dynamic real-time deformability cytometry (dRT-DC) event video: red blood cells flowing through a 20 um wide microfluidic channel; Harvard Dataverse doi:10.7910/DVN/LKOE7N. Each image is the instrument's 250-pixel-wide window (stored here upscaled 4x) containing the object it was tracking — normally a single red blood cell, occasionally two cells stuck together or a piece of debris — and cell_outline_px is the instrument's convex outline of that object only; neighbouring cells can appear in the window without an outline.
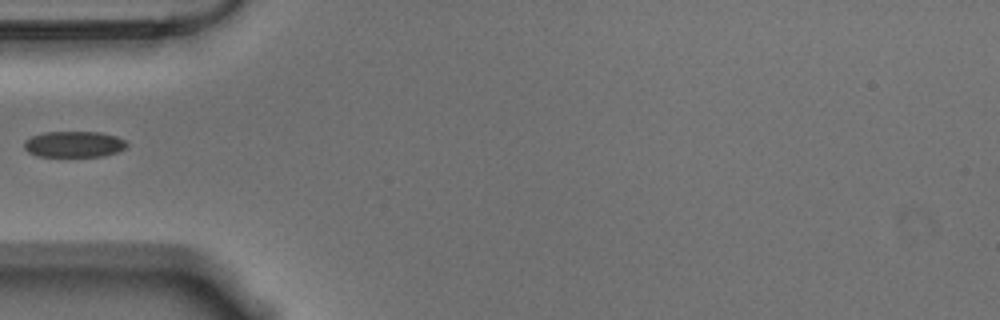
{"species": "Egyptian fruit bat (a non-hibernating species)", "species_latin": "Rousettus aegyptiacus", "temperature_condition": "warm", "stored_images_in_passage": 6, "camera_frame_rate_fps": 3000, "um_per_image_px": 0.085, "animal": {"sex": "male"}, "frame": {"image": 1, "passage_image": 1, "time_ms": 0.0, "image_size_px": [1000, 320], "cell_outline_px": [[128, 144], [124, 148], [116, 152], [104, 156], [36, 156], [28, 152], [24, 148], [24, 140], [32, 136], [44, 132], [100, 132], [116, 136], [124, 140]], "centroid_in_image_um": [6.26, 12.26], "position_along_channel_um": 78.7, "area_um2": 15.55}}
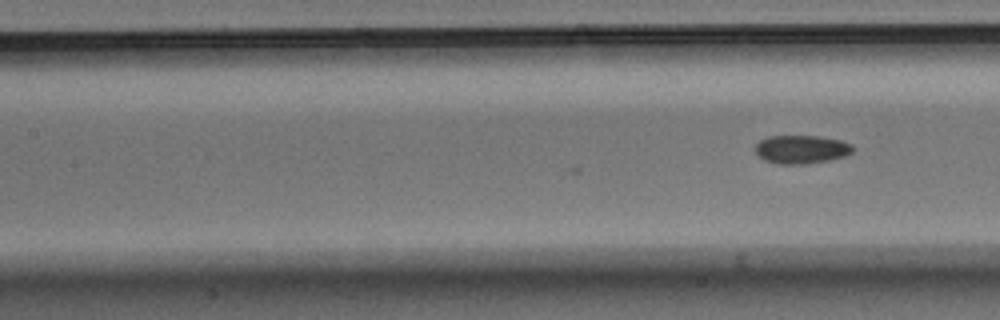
{"frame": {"image": 2, "passage_image": 6, "time_ms": 1.667, "image_size_px": [1000, 320], "cell_outline_px": [[856, 148], [852, 152], [844, 156], [828, 160], [804, 164], [776, 164], [764, 160], [756, 152], [756, 144], [760, 140], [768, 136], [816, 136], [840, 140], [852, 144]], "centroid_in_image_um": [68.13, 12.69], "position_along_channel_um": 139.3, "area_um2": 16.13}}